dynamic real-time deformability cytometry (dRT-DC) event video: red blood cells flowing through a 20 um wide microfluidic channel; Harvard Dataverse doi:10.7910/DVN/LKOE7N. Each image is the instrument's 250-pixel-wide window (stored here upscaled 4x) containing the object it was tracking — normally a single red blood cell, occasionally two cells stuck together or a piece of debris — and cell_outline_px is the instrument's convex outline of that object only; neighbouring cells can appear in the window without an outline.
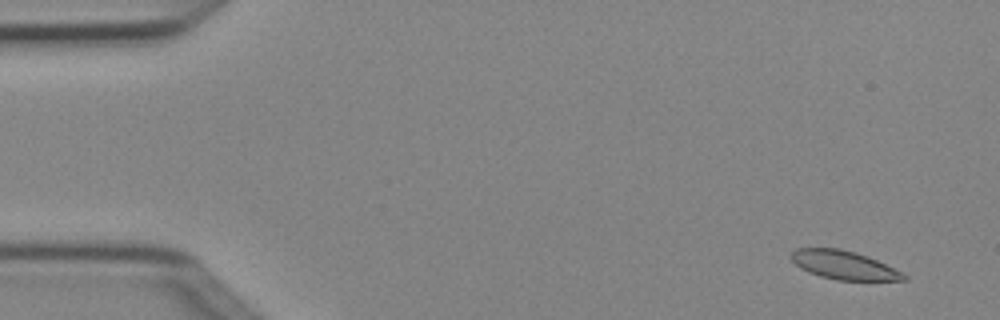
{"species": "Egyptian fruit bat (a non-hibernating species)", "species_latin": "Rousettus aegyptiacus", "temperature_condition": "cold", "stored_images_in_passage": 4, "camera_frame_rate_fps": 3000, "um_per_image_px": 0.085, "animal": {"sex": "female"}, "frame": {"image": 1, "passage_image": 1, "time_ms": 0.0, "image_size_px": [1000, 320], "cell_outline_px": [[908, 280], [836, 280], [820, 276], [808, 272], [800, 268], [788, 256], [796, 248], [840, 248], [856, 252], [868, 256], [904, 272], [908, 276]], "centroid_in_image_um": [71.74, 22.53], "position_along_channel_um": 13.3, "area_um2": 18.96}}
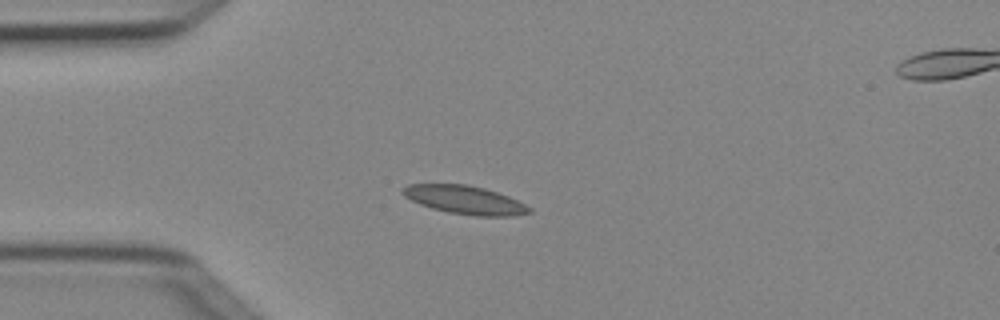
{"frame": {"image": 2, "passage_image": 4, "time_ms": 1.0, "image_size_px": [1000, 320], "cell_outline_px": [[532, 212], [512, 216], [476, 216], [448, 212], [432, 208], [420, 204], [404, 196], [400, 192], [408, 184], [468, 184], [484, 188], [508, 196], [532, 208]], "centroid_in_image_um": [39.51, 16.99], "position_along_channel_um": 45.5, "area_um2": 20.81}}